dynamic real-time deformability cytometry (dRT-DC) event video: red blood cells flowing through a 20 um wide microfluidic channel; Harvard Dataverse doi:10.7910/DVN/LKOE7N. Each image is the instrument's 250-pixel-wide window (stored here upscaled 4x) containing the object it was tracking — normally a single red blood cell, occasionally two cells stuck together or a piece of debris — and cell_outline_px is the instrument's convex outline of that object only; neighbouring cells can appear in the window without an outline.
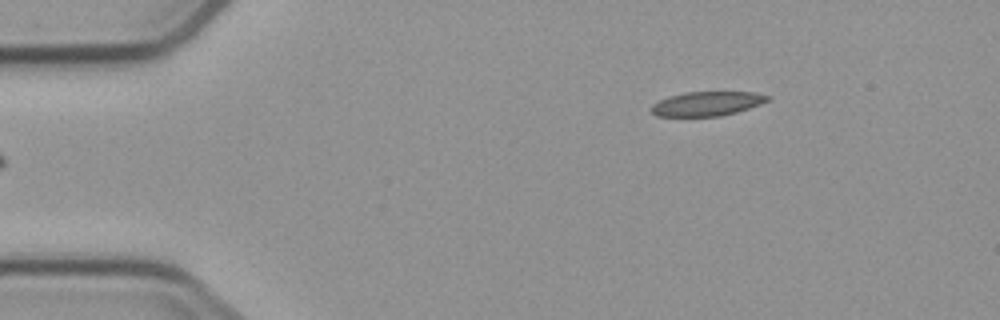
{"species": "common noctule bat (a hibernating species)", "species_latin": "Nyctalus noctula", "temperature_condition": "cold", "stored_images_in_passage": 6, "camera_frame_rate_fps": 3000, "um_per_image_px": 0.085, "animal": {"sex": "male", "body_mass_g": 23.1, "forearm_length_mm": 52.7}, "frame": {"image": 1, "passage_image": 6, "time_ms": 5.667, "image_size_px": [1000, 320], "cell_outline_px": [[772, 96], [768, 100], [760, 104], [736, 112], [720, 116], [656, 116], [652, 112], [652, 104], [668, 96], [684, 92], [756, 92]], "centroid_in_image_um": [60.1, 8.8], "position_along_channel_um": 24.9, "area_um2": 16.42}}